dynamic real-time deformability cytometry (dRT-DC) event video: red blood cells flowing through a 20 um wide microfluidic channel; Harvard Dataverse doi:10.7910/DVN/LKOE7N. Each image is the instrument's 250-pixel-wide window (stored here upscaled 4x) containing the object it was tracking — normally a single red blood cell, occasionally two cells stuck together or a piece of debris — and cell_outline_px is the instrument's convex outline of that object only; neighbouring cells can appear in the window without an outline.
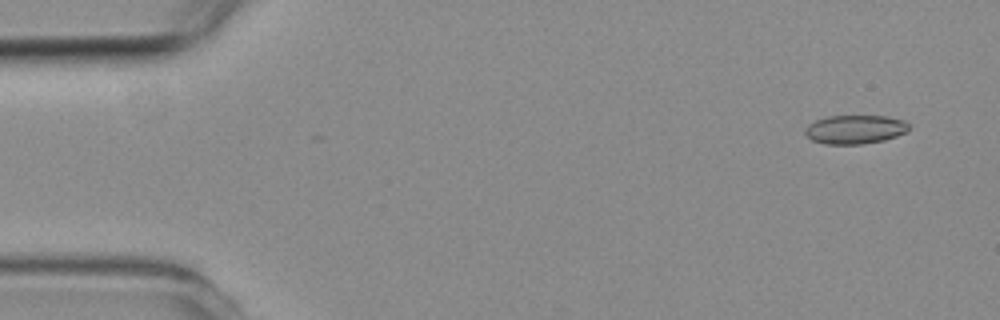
{"species": "common noctule bat (a hibernating species)", "species_latin": "Nyctalus noctula", "temperature_condition": "room temperature", "stored_images_in_passage": 4, "segment_of_instrument_passage": [2, 2], "camera_frame_rate_fps": 3000, "um_per_image_px": 0.085, "animal": {"sex": "female", "body_mass_g": 19.3, "forearm_length_mm": 54.1}, "frame": {"image": 1, "passage_image": 4, "time_ms": 4.333, "image_size_px": [1000, 320], "cell_outline_px": [[908, 128], [904, 132], [896, 136], [884, 140], [864, 144], [824, 144], [812, 140], [804, 132], [808, 124], [816, 120], [828, 116], [888, 116], [904, 120], [908, 124]], "centroid_in_image_um": [72.66, 11.0], "position_along_channel_um": 12.3, "area_um2": 17.34}}